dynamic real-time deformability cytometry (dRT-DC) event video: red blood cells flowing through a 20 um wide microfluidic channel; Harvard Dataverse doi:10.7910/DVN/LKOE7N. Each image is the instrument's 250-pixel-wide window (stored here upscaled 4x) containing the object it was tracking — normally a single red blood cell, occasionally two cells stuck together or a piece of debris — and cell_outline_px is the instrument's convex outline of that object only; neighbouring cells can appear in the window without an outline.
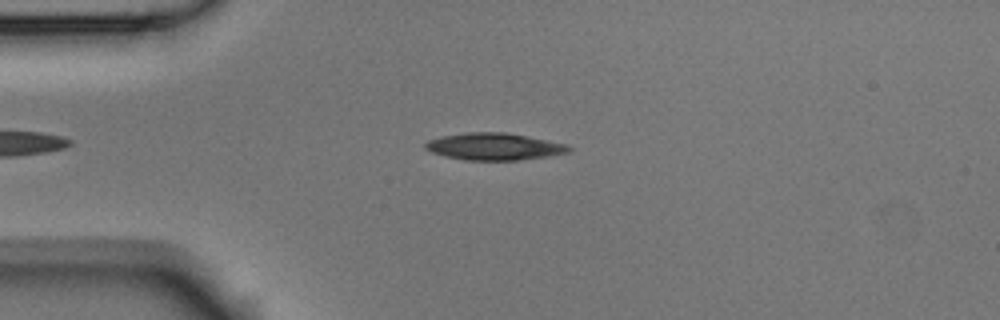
{"species": "Egyptian fruit bat (a non-hibernating species)", "species_latin": "Rousettus aegyptiacus", "temperature_condition": "room temperature", "stored_images_in_passage": 3, "camera_frame_rate_fps": 3000, "um_per_image_px": 0.085, "animal": {"sex": "male"}, "frame": {"image": 1, "passage_image": 1, "time_ms": 0.0, "image_size_px": [1000, 320], "cell_outline_px": [[572, 148], [568, 152], [544, 156], [516, 160], [464, 160], [444, 156], [432, 152], [424, 148], [424, 144], [428, 140], [440, 136], [468, 132], [504, 132], [568, 144]], "centroid_in_image_um": [41.95, 12.45], "position_along_channel_um": 43.1, "area_um2": 22.43}}
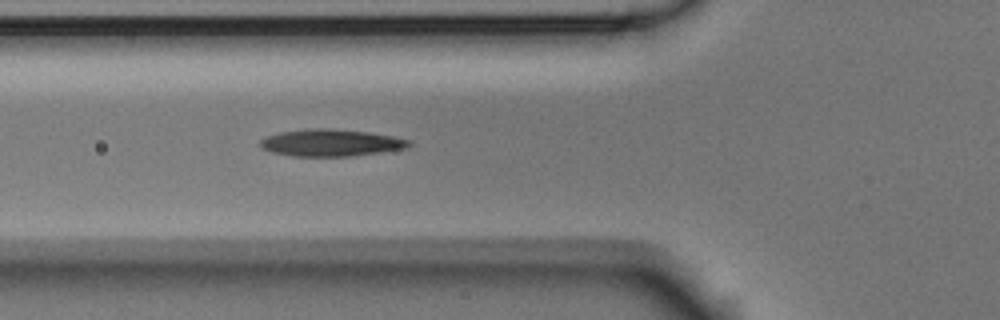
{"frame": {"image": 2, "passage_image": 3, "time_ms": 0.667, "image_size_px": [1000, 320], "cell_outline_px": [[412, 144], [408, 148], [352, 156], [292, 156], [272, 152], [260, 148], [260, 140], [268, 136], [280, 132], [316, 128], [324, 128], [368, 132], [392, 136], [412, 140]], "centroid_in_image_um": [28.15, 12.14], "position_along_channel_um": 97.6, "area_um2": 23.29}}